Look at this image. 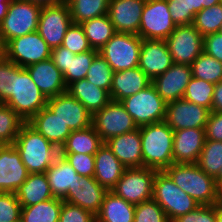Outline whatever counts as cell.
<instances>
[{
	"mask_svg": "<svg viewBox=\"0 0 222 222\" xmlns=\"http://www.w3.org/2000/svg\"><path fill=\"white\" fill-rule=\"evenodd\" d=\"M205 136L207 140L222 142V112H210L205 127Z\"/></svg>",
	"mask_w": 222,
	"mask_h": 222,
	"instance_id": "f5cc1de1",
	"label": "cell"
},
{
	"mask_svg": "<svg viewBox=\"0 0 222 222\" xmlns=\"http://www.w3.org/2000/svg\"><path fill=\"white\" fill-rule=\"evenodd\" d=\"M156 172L147 167L126 168L111 191L133 205L148 201L153 198Z\"/></svg>",
	"mask_w": 222,
	"mask_h": 222,
	"instance_id": "30bf717a",
	"label": "cell"
},
{
	"mask_svg": "<svg viewBox=\"0 0 222 222\" xmlns=\"http://www.w3.org/2000/svg\"><path fill=\"white\" fill-rule=\"evenodd\" d=\"M80 25L91 48L97 51L116 33L108 14L87 20Z\"/></svg>",
	"mask_w": 222,
	"mask_h": 222,
	"instance_id": "836d02e7",
	"label": "cell"
},
{
	"mask_svg": "<svg viewBox=\"0 0 222 222\" xmlns=\"http://www.w3.org/2000/svg\"><path fill=\"white\" fill-rule=\"evenodd\" d=\"M26 1H30L32 3L38 4L41 6L62 4L66 2V0H26Z\"/></svg>",
	"mask_w": 222,
	"mask_h": 222,
	"instance_id": "680465c9",
	"label": "cell"
},
{
	"mask_svg": "<svg viewBox=\"0 0 222 222\" xmlns=\"http://www.w3.org/2000/svg\"><path fill=\"white\" fill-rule=\"evenodd\" d=\"M94 156L95 173L93 177L102 187L111 191L123 175L126 167L118 160L106 143H103Z\"/></svg>",
	"mask_w": 222,
	"mask_h": 222,
	"instance_id": "484cf974",
	"label": "cell"
},
{
	"mask_svg": "<svg viewBox=\"0 0 222 222\" xmlns=\"http://www.w3.org/2000/svg\"><path fill=\"white\" fill-rule=\"evenodd\" d=\"M173 65L165 40L142 39L138 67L153 81Z\"/></svg>",
	"mask_w": 222,
	"mask_h": 222,
	"instance_id": "d6986e66",
	"label": "cell"
},
{
	"mask_svg": "<svg viewBox=\"0 0 222 222\" xmlns=\"http://www.w3.org/2000/svg\"><path fill=\"white\" fill-rule=\"evenodd\" d=\"M217 205L222 206V181L217 184Z\"/></svg>",
	"mask_w": 222,
	"mask_h": 222,
	"instance_id": "91938a15",
	"label": "cell"
},
{
	"mask_svg": "<svg viewBox=\"0 0 222 222\" xmlns=\"http://www.w3.org/2000/svg\"><path fill=\"white\" fill-rule=\"evenodd\" d=\"M150 84H152V80L139 67L117 71L114 72L109 94L112 101L120 102Z\"/></svg>",
	"mask_w": 222,
	"mask_h": 222,
	"instance_id": "d4e9b609",
	"label": "cell"
},
{
	"mask_svg": "<svg viewBox=\"0 0 222 222\" xmlns=\"http://www.w3.org/2000/svg\"><path fill=\"white\" fill-rule=\"evenodd\" d=\"M192 77L217 84L222 81V62L204 51L190 65Z\"/></svg>",
	"mask_w": 222,
	"mask_h": 222,
	"instance_id": "d590c367",
	"label": "cell"
},
{
	"mask_svg": "<svg viewBox=\"0 0 222 222\" xmlns=\"http://www.w3.org/2000/svg\"><path fill=\"white\" fill-rule=\"evenodd\" d=\"M46 106L72 131L92 125L93 115L68 92L48 98Z\"/></svg>",
	"mask_w": 222,
	"mask_h": 222,
	"instance_id": "2e32d148",
	"label": "cell"
},
{
	"mask_svg": "<svg viewBox=\"0 0 222 222\" xmlns=\"http://www.w3.org/2000/svg\"><path fill=\"white\" fill-rule=\"evenodd\" d=\"M5 105L11 107L24 122H28L47 105V98L33 82L29 72L15 64L11 98Z\"/></svg>",
	"mask_w": 222,
	"mask_h": 222,
	"instance_id": "277c9868",
	"label": "cell"
},
{
	"mask_svg": "<svg viewBox=\"0 0 222 222\" xmlns=\"http://www.w3.org/2000/svg\"><path fill=\"white\" fill-rule=\"evenodd\" d=\"M80 176L93 177L95 173V156L83 153H60Z\"/></svg>",
	"mask_w": 222,
	"mask_h": 222,
	"instance_id": "7dc6e473",
	"label": "cell"
},
{
	"mask_svg": "<svg viewBox=\"0 0 222 222\" xmlns=\"http://www.w3.org/2000/svg\"><path fill=\"white\" fill-rule=\"evenodd\" d=\"M153 199L164 210L170 222L200 205L179 188L164 171H157L155 174Z\"/></svg>",
	"mask_w": 222,
	"mask_h": 222,
	"instance_id": "8992f818",
	"label": "cell"
},
{
	"mask_svg": "<svg viewBox=\"0 0 222 222\" xmlns=\"http://www.w3.org/2000/svg\"><path fill=\"white\" fill-rule=\"evenodd\" d=\"M13 145L29 173H45L60 155V149L28 122L22 125Z\"/></svg>",
	"mask_w": 222,
	"mask_h": 222,
	"instance_id": "6da1fadb",
	"label": "cell"
},
{
	"mask_svg": "<svg viewBox=\"0 0 222 222\" xmlns=\"http://www.w3.org/2000/svg\"><path fill=\"white\" fill-rule=\"evenodd\" d=\"M216 180V183H220L222 181V165H221V168H220V171H219V175L215 178Z\"/></svg>",
	"mask_w": 222,
	"mask_h": 222,
	"instance_id": "6125c7cd",
	"label": "cell"
},
{
	"mask_svg": "<svg viewBox=\"0 0 222 222\" xmlns=\"http://www.w3.org/2000/svg\"><path fill=\"white\" fill-rule=\"evenodd\" d=\"M59 222H96V217L77 205L63 201Z\"/></svg>",
	"mask_w": 222,
	"mask_h": 222,
	"instance_id": "c3c4849f",
	"label": "cell"
},
{
	"mask_svg": "<svg viewBox=\"0 0 222 222\" xmlns=\"http://www.w3.org/2000/svg\"><path fill=\"white\" fill-rule=\"evenodd\" d=\"M50 59L63 75L68 71L69 50L67 48L62 45L53 48Z\"/></svg>",
	"mask_w": 222,
	"mask_h": 222,
	"instance_id": "db71d44e",
	"label": "cell"
},
{
	"mask_svg": "<svg viewBox=\"0 0 222 222\" xmlns=\"http://www.w3.org/2000/svg\"><path fill=\"white\" fill-rule=\"evenodd\" d=\"M45 175L53 196L61 199L67 194L69 187H73L81 178L61 154L46 170Z\"/></svg>",
	"mask_w": 222,
	"mask_h": 222,
	"instance_id": "83f0119b",
	"label": "cell"
},
{
	"mask_svg": "<svg viewBox=\"0 0 222 222\" xmlns=\"http://www.w3.org/2000/svg\"><path fill=\"white\" fill-rule=\"evenodd\" d=\"M52 48L39 35L32 32L9 40L2 47L3 56L20 67L50 59Z\"/></svg>",
	"mask_w": 222,
	"mask_h": 222,
	"instance_id": "9c48e42d",
	"label": "cell"
},
{
	"mask_svg": "<svg viewBox=\"0 0 222 222\" xmlns=\"http://www.w3.org/2000/svg\"><path fill=\"white\" fill-rule=\"evenodd\" d=\"M42 6L26 0H12L0 24V45L9 40L36 32Z\"/></svg>",
	"mask_w": 222,
	"mask_h": 222,
	"instance_id": "5b68a950",
	"label": "cell"
},
{
	"mask_svg": "<svg viewBox=\"0 0 222 222\" xmlns=\"http://www.w3.org/2000/svg\"><path fill=\"white\" fill-rule=\"evenodd\" d=\"M25 69L47 99L67 92L63 74L51 59L31 64Z\"/></svg>",
	"mask_w": 222,
	"mask_h": 222,
	"instance_id": "7402d4cb",
	"label": "cell"
},
{
	"mask_svg": "<svg viewBox=\"0 0 222 222\" xmlns=\"http://www.w3.org/2000/svg\"><path fill=\"white\" fill-rule=\"evenodd\" d=\"M196 164L207 175L216 178L222 165V142L206 139Z\"/></svg>",
	"mask_w": 222,
	"mask_h": 222,
	"instance_id": "f35d334b",
	"label": "cell"
},
{
	"mask_svg": "<svg viewBox=\"0 0 222 222\" xmlns=\"http://www.w3.org/2000/svg\"><path fill=\"white\" fill-rule=\"evenodd\" d=\"M205 140V129L202 128L174 131V163H197Z\"/></svg>",
	"mask_w": 222,
	"mask_h": 222,
	"instance_id": "603a6c76",
	"label": "cell"
},
{
	"mask_svg": "<svg viewBox=\"0 0 222 222\" xmlns=\"http://www.w3.org/2000/svg\"><path fill=\"white\" fill-rule=\"evenodd\" d=\"M63 200L52 198L31 206H22V222H59Z\"/></svg>",
	"mask_w": 222,
	"mask_h": 222,
	"instance_id": "d6a6232c",
	"label": "cell"
},
{
	"mask_svg": "<svg viewBox=\"0 0 222 222\" xmlns=\"http://www.w3.org/2000/svg\"><path fill=\"white\" fill-rule=\"evenodd\" d=\"M216 222H222V206L216 204Z\"/></svg>",
	"mask_w": 222,
	"mask_h": 222,
	"instance_id": "94428289",
	"label": "cell"
},
{
	"mask_svg": "<svg viewBox=\"0 0 222 222\" xmlns=\"http://www.w3.org/2000/svg\"><path fill=\"white\" fill-rule=\"evenodd\" d=\"M15 194L21 206H31L54 198L45 173H29Z\"/></svg>",
	"mask_w": 222,
	"mask_h": 222,
	"instance_id": "f546056e",
	"label": "cell"
},
{
	"mask_svg": "<svg viewBox=\"0 0 222 222\" xmlns=\"http://www.w3.org/2000/svg\"><path fill=\"white\" fill-rule=\"evenodd\" d=\"M71 24L72 18L66 2L42 6L37 32L53 49L62 45L66 31Z\"/></svg>",
	"mask_w": 222,
	"mask_h": 222,
	"instance_id": "5bb4252c",
	"label": "cell"
},
{
	"mask_svg": "<svg viewBox=\"0 0 222 222\" xmlns=\"http://www.w3.org/2000/svg\"><path fill=\"white\" fill-rule=\"evenodd\" d=\"M214 88L215 84L192 77L186 87L183 98L211 110Z\"/></svg>",
	"mask_w": 222,
	"mask_h": 222,
	"instance_id": "ab89813d",
	"label": "cell"
},
{
	"mask_svg": "<svg viewBox=\"0 0 222 222\" xmlns=\"http://www.w3.org/2000/svg\"><path fill=\"white\" fill-rule=\"evenodd\" d=\"M203 37L193 24L177 25L165 40L173 63L191 65L203 52Z\"/></svg>",
	"mask_w": 222,
	"mask_h": 222,
	"instance_id": "4fadbf2b",
	"label": "cell"
},
{
	"mask_svg": "<svg viewBox=\"0 0 222 222\" xmlns=\"http://www.w3.org/2000/svg\"><path fill=\"white\" fill-rule=\"evenodd\" d=\"M211 111L222 112V81L215 84Z\"/></svg>",
	"mask_w": 222,
	"mask_h": 222,
	"instance_id": "9f6ffc18",
	"label": "cell"
},
{
	"mask_svg": "<svg viewBox=\"0 0 222 222\" xmlns=\"http://www.w3.org/2000/svg\"><path fill=\"white\" fill-rule=\"evenodd\" d=\"M92 125L104 143L112 137L138 128L125 107L112 100L93 114Z\"/></svg>",
	"mask_w": 222,
	"mask_h": 222,
	"instance_id": "7c38bea8",
	"label": "cell"
},
{
	"mask_svg": "<svg viewBox=\"0 0 222 222\" xmlns=\"http://www.w3.org/2000/svg\"><path fill=\"white\" fill-rule=\"evenodd\" d=\"M146 0H110L108 15L115 32L138 34Z\"/></svg>",
	"mask_w": 222,
	"mask_h": 222,
	"instance_id": "ffe728a7",
	"label": "cell"
},
{
	"mask_svg": "<svg viewBox=\"0 0 222 222\" xmlns=\"http://www.w3.org/2000/svg\"><path fill=\"white\" fill-rule=\"evenodd\" d=\"M175 27L167 0H146L137 35L142 39L166 40Z\"/></svg>",
	"mask_w": 222,
	"mask_h": 222,
	"instance_id": "8fae6325",
	"label": "cell"
},
{
	"mask_svg": "<svg viewBox=\"0 0 222 222\" xmlns=\"http://www.w3.org/2000/svg\"><path fill=\"white\" fill-rule=\"evenodd\" d=\"M172 21L177 25L193 24L195 16L188 11L187 0H167Z\"/></svg>",
	"mask_w": 222,
	"mask_h": 222,
	"instance_id": "f907efd6",
	"label": "cell"
},
{
	"mask_svg": "<svg viewBox=\"0 0 222 222\" xmlns=\"http://www.w3.org/2000/svg\"><path fill=\"white\" fill-rule=\"evenodd\" d=\"M133 222H170L160 205L152 198L135 205Z\"/></svg>",
	"mask_w": 222,
	"mask_h": 222,
	"instance_id": "7bdbcfd3",
	"label": "cell"
},
{
	"mask_svg": "<svg viewBox=\"0 0 222 222\" xmlns=\"http://www.w3.org/2000/svg\"><path fill=\"white\" fill-rule=\"evenodd\" d=\"M138 127L165 121L166 102L153 84L120 101Z\"/></svg>",
	"mask_w": 222,
	"mask_h": 222,
	"instance_id": "52a82bcc",
	"label": "cell"
},
{
	"mask_svg": "<svg viewBox=\"0 0 222 222\" xmlns=\"http://www.w3.org/2000/svg\"><path fill=\"white\" fill-rule=\"evenodd\" d=\"M105 143L126 168L143 167L139 127L125 134L112 137Z\"/></svg>",
	"mask_w": 222,
	"mask_h": 222,
	"instance_id": "cb8c5ba5",
	"label": "cell"
},
{
	"mask_svg": "<svg viewBox=\"0 0 222 222\" xmlns=\"http://www.w3.org/2000/svg\"><path fill=\"white\" fill-rule=\"evenodd\" d=\"M25 122L9 106L0 103V145H11Z\"/></svg>",
	"mask_w": 222,
	"mask_h": 222,
	"instance_id": "8d00e7d4",
	"label": "cell"
},
{
	"mask_svg": "<svg viewBox=\"0 0 222 222\" xmlns=\"http://www.w3.org/2000/svg\"><path fill=\"white\" fill-rule=\"evenodd\" d=\"M134 213L135 205L108 191L95 217L96 222H133Z\"/></svg>",
	"mask_w": 222,
	"mask_h": 222,
	"instance_id": "4dcf8cb0",
	"label": "cell"
},
{
	"mask_svg": "<svg viewBox=\"0 0 222 222\" xmlns=\"http://www.w3.org/2000/svg\"><path fill=\"white\" fill-rule=\"evenodd\" d=\"M2 46L0 45V57L2 56Z\"/></svg>",
	"mask_w": 222,
	"mask_h": 222,
	"instance_id": "be15d7a7",
	"label": "cell"
},
{
	"mask_svg": "<svg viewBox=\"0 0 222 222\" xmlns=\"http://www.w3.org/2000/svg\"><path fill=\"white\" fill-rule=\"evenodd\" d=\"M103 141L93 125L81 130L72 131L67 137L60 153H83L95 155Z\"/></svg>",
	"mask_w": 222,
	"mask_h": 222,
	"instance_id": "1f68e13d",
	"label": "cell"
},
{
	"mask_svg": "<svg viewBox=\"0 0 222 222\" xmlns=\"http://www.w3.org/2000/svg\"><path fill=\"white\" fill-rule=\"evenodd\" d=\"M203 51L222 62V34L219 32L203 37Z\"/></svg>",
	"mask_w": 222,
	"mask_h": 222,
	"instance_id": "816d5d0a",
	"label": "cell"
},
{
	"mask_svg": "<svg viewBox=\"0 0 222 222\" xmlns=\"http://www.w3.org/2000/svg\"><path fill=\"white\" fill-rule=\"evenodd\" d=\"M188 11L194 16L202 9L209 8L215 4L220 3V0H187Z\"/></svg>",
	"mask_w": 222,
	"mask_h": 222,
	"instance_id": "11a10c76",
	"label": "cell"
},
{
	"mask_svg": "<svg viewBox=\"0 0 222 222\" xmlns=\"http://www.w3.org/2000/svg\"><path fill=\"white\" fill-rule=\"evenodd\" d=\"M222 23V3L196 13L193 25L203 35L219 32Z\"/></svg>",
	"mask_w": 222,
	"mask_h": 222,
	"instance_id": "60d3db41",
	"label": "cell"
},
{
	"mask_svg": "<svg viewBox=\"0 0 222 222\" xmlns=\"http://www.w3.org/2000/svg\"><path fill=\"white\" fill-rule=\"evenodd\" d=\"M142 38L137 34L116 32L99 50L114 72L138 67Z\"/></svg>",
	"mask_w": 222,
	"mask_h": 222,
	"instance_id": "ba28073f",
	"label": "cell"
},
{
	"mask_svg": "<svg viewBox=\"0 0 222 222\" xmlns=\"http://www.w3.org/2000/svg\"><path fill=\"white\" fill-rule=\"evenodd\" d=\"M28 175L15 146L0 145V192L15 193Z\"/></svg>",
	"mask_w": 222,
	"mask_h": 222,
	"instance_id": "e0dca14e",
	"label": "cell"
},
{
	"mask_svg": "<svg viewBox=\"0 0 222 222\" xmlns=\"http://www.w3.org/2000/svg\"><path fill=\"white\" fill-rule=\"evenodd\" d=\"M164 172L200 205L217 203V183L196 163H173Z\"/></svg>",
	"mask_w": 222,
	"mask_h": 222,
	"instance_id": "3957f363",
	"label": "cell"
},
{
	"mask_svg": "<svg viewBox=\"0 0 222 222\" xmlns=\"http://www.w3.org/2000/svg\"><path fill=\"white\" fill-rule=\"evenodd\" d=\"M211 110L184 98L167 102L165 122L173 130L205 129Z\"/></svg>",
	"mask_w": 222,
	"mask_h": 222,
	"instance_id": "9a60e30c",
	"label": "cell"
},
{
	"mask_svg": "<svg viewBox=\"0 0 222 222\" xmlns=\"http://www.w3.org/2000/svg\"><path fill=\"white\" fill-rule=\"evenodd\" d=\"M219 33L222 34V23H221V26H220V29H219Z\"/></svg>",
	"mask_w": 222,
	"mask_h": 222,
	"instance_id": "e7e4bbea",
	"label": "cell"
},
{
	"mask_svg": "<svg viewBox=\"0 0 222 222\" xmlns=\"http://www.w3.org/2000/svg\"><path fill=\"white\" fill-rule=\"evenodd\" d=\"M22 206L12 192H0V222L20 220Z\"/></svg>",
	"mask_w": 222,
	"mask_h": 222,
	"instance_id": "f6af8a7d",
	"label": "cell"
},
{
	"mask_svg": "<svg viewBox=\"0 0 222 222\" xmlns=\"http://www.w3.org/2000/svg\"><path fill=\"white\" fill-rule=\"evenodd\" d=\"M62 46L74 54H80L92 49L81 25L73 22L66 31Z\"/></svg>",
	"mask_w": 222,
	"mask_h": 222,
	"instance_id": "ee69618b",
	"label": "cell"
},
{
	"mask_svg": "<svg viewBox=\"0 0 222 222\" xmlns=\"http://www.w3.org/2000/svg\"><path fill=\"white\" fill-rule=\"evenodd\" d=\"M28 123L59 149L72 132L47 106L34 115Z\"/></svg>",
	"mask_w": 222,
	"mask_h": 222,
	"instance_id": "4316f807",
	"label": "cell"
},
{
	"mask_svg": "<svg viewBox=\"0 0 222 222\" xmlns=\"http://www.w3.org/2000/svg\"><path fill=\"white\" fill-rule=\"evenodd\" d=\"M114 71L108 62L98 53L88 70L86 80L110 93Z\"/></svg>",
	"mask_w": 222,
	"mask_h": 222,
	"instance_id": "b9f144b4",
	"label": "cell"
},
{
	"mask_svg": "<svg viewBox=\"0 0 222 222\" xmlns=\"http://www.w3.org/2000/svg\"><path fill=\"white\" fill-rule=\"evenodd\" d=\"M15 63L0 57V103L5 104L11 98Z\"/></svg>",
	"mask_w": 222,
	"mask_h": 222,
	"instance_id": "bcb514c9",
	"label": "cell"
},
{
	"mask_svg": "<svg viewBox=\"0 0 222 222\" xmlns=\"http://www.w3.org/2000/svg\"><path fill=\"white\" fill-rule=\"evenodd\" d=\"M173 222H216V204L199 205Z\"/></svg>",
	"mask_w": 222,
	"mask_h": 222,
	"instance_id": "681fc988",
	"label": "cell"
},
{
	"mask_svg": "<svg viewBox=\"0 0 222 222\" xmlns=\"http://www.w3.org/2000/svg\"><path fill=\"white\" fill-rule=\"evenodd\" d=\"M98 53L99 51L94 49L80 54H74L69 50L68 71L63 75L67 87L75 81L86 78L91 63Z\"/></svg>",
	"mask_w": 222,
	"mask_h": 222,
	"instance_id": "74e56055",
	"label": "cell"
},
{
	"mask_svg": "<svg viewBox=\"0 0 222 222\" xmlns=\"http://www.w3.org/2000/svg\"><path fill=\"white\" fill-rule=\"evenodd\" d=\"M107 192L108 190L102 187L94 177L81 176L73 187H69L62 200L77 205L96 216Z\"/></svg>",
	"mask_w": 222,
	"mask_h": 222,
	"instance_id": "ac0fdd59",
	"label": "cell"
},
{
	"mask_svg": "<svg viewBox=\"0 0 222 222\" xmlns=\"http://www.w3.org/2000/svg\"><path fill=\"white\" fill-rule=\"evenodd\" d=\"M143 167L164 171L173 161L174 131L165 121L139 127Z\"/></svg>",
	"mask_w": 222,
	"mask_h": 222,
	"instance_id": "7a4b0ae2",
	"label": "cell"
},
{
	"mask_svg": "<svg viewBox=\"0 0 222 222\" xmlns=\"http://www.w3.org/2000/svg\"><path fill=\"white\" fill-rule=\"evenodd\" d=\"M11 1L12 0H0V24L8 12V7Z\"/></svg>",
	"mask_w": 222,
	"mask_h": 222,
	"instance_id": "6f0895ef",
	"label": "cell"
},
{
	"mask_svg": "<svg viewBox=\"0 0 222 222\" xmlns=\"http://www.w3.org/2000/svg\"><path fill=\"white\" fill-rule=\"evenodd\" d=\"M191 78L190 65L173 63L166 72L156 77L152 84L155 86L157 93L167 103L183 98Z\"/></svg>",
	"mask_w": 222,
	"mask_h": 222,
	"instance_id": "44dd1931",
	"label": "cell"
},
{
	"mask_svg": "<svg viewBox=\"0 0 222 222\" xmlns=\"http://www.w3.org/2000/svg\"><path fill=\"white\" fill-rule=\"evenodd\" d=\"M110 0H66L72 22L81 24L87 20L108 14Z\"/></svg>",
	"mask_w": 222,
	"mask_h": 222,
	"instance_id": "e575fe53",
	"label": "cell"
},
{
	"mask_svg": "<svg viewBox=\"0 0 222 222\" xmlns=\"http://www.w3.org/2000/svg\"><path fill=\"white\" fill-rule=\"evenodd\" d=\"M67 92L76 98L92 115L111 101L107 90L95 86L85 78L71 83Z\"/></svg>",
	"mask_w": 222,
	"mask_h": 222,
	"instance_id": "f1b7e54d",
	"label": "cell"
}]
</instances>
